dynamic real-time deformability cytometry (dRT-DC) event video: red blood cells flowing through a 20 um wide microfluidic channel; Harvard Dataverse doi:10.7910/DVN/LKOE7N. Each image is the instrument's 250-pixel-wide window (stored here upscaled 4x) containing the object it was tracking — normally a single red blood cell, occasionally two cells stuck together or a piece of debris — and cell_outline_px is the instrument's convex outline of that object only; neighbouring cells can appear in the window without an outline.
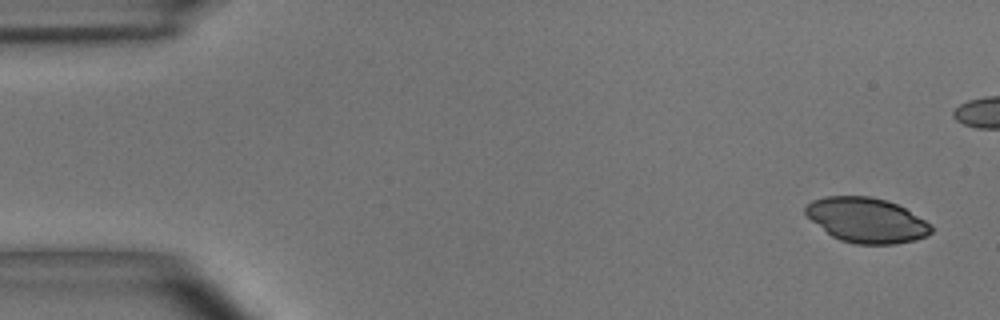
{"species": "common noctule bat (a hibernating species)", "species_latin": "Nyctalus noctula", "temperature_condition": "room temperature", "stored_images_in_passage": 5, "camera_frame_rate_fps": 3000, "um_per_image_px": 0.085, "animal": {"sex": "male", "body_mass_g": 15.6}, "frame": {"image": 1, "passage_image": 1, "time_ms": 0.0, "image_size_px": [1000, 320], "cell_outline_px": [[932, 232], [928, 236], [916, 240], [896, 244], [856, 244], [840, 240], [832, 236], [812, 220], [804, 212], [804, 208], [812, 200], [824, 196], [872, 196], [888, 200], [904, 208], [932, 224]], "centroid_in_image_um": [73.68, 18.71], "position_along_channel_um": 11.3, "area_um2": 32.95}}
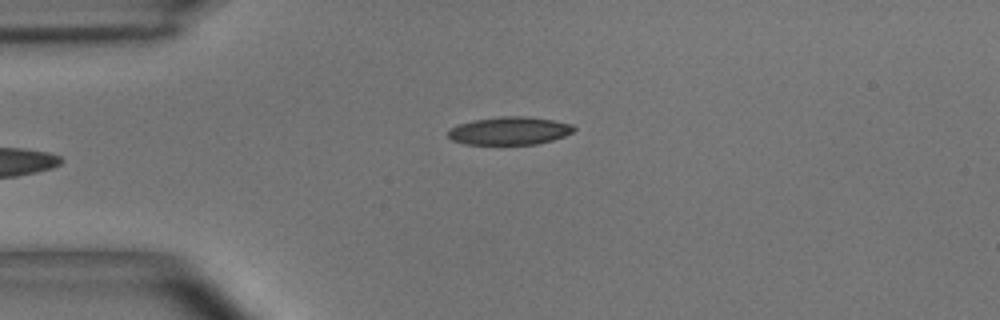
{"frame": {"image": 2, "passage_image": 5, "time_ms": 1.333, "image_size_px": [1000, 320], "cell_outline_px": [[576, 128], [572, 132], [564, 136], [552, 140], [536, 144], [464, 144], [452, 140], [448, 136], [448, 128], [460, 124], [476, 120], [500, 116], [528, 116], [552, 120], [572, 124]], "centroid_in_image_um": [43.31, 11.11], "position_along_channel_um": 41.7, "area_um2": 20.4}}